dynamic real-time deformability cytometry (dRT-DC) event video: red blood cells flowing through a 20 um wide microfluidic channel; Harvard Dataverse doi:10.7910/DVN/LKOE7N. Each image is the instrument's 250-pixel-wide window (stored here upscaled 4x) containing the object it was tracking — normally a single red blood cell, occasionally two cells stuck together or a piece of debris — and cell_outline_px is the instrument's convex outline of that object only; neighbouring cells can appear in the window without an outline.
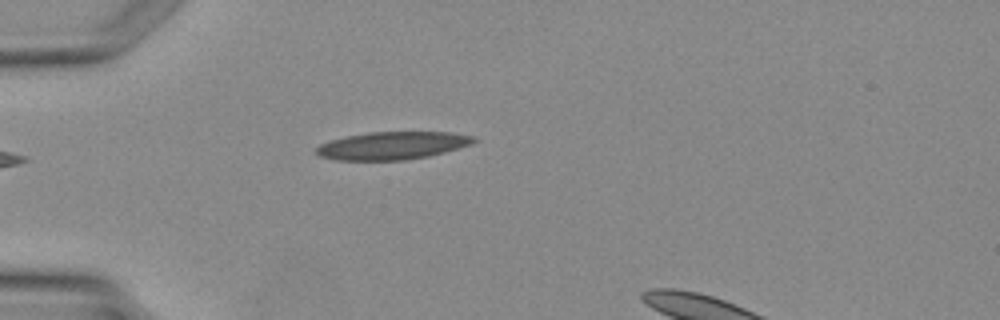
{"species": "Egyptian fruit bat (a non-hibernating species)", "species_latin": "Rousettus aegyptiacus", "temperature_condition": "warm", "stored_images_in_passage": 2, "segment_of_instrument_passage": [1, 2], "camera_frame_rate_fps": 3000, "um_per_image_px": 0.085, "animal": {"sex": "female"}, "frame": {"image": 1, "passage_image": 1, "time_ms": 0.0, "image_size_px": [1000, 320], "cell_outline_px": [[480, 140], [472, 144], [444, 152], [428, 156], [404, 160], [336, 160], [320, 156], [316, 152], [316, 148], [320, 144], [332, 140], [348, 136], [368, 132], [448, 132], [476, 136]], "centroid_in_image_um": [33.4, 12.37], "position_along_channel_um": 51.6, "area_um2": 25.43}}